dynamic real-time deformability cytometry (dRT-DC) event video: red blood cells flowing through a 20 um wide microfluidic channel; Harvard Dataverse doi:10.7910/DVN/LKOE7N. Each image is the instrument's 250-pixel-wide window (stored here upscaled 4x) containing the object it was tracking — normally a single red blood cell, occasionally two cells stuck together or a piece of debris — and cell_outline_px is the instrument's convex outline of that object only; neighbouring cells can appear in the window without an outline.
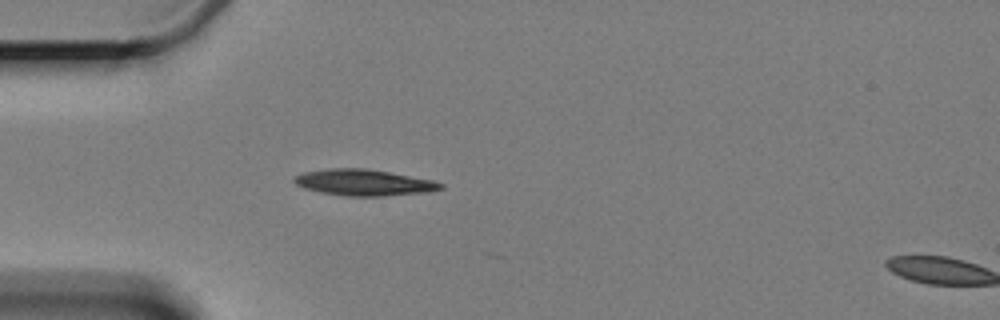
{"species": "Egyptian fruit bat (a non-hibernating species)", "species_latin": "Rousettus aegyptiacus", "temperature_condition": "cold", "stored_images_in_passage": 3, "segment_of_instrument_passage": [1, 2], "camera_frame_rate_fps": 3000, "um_per_image_px": 0.085, "animal": {"sex": "female"}, "frame": {"image": 1, "passage_image": 2, "time_ms": 1.0, "image_size_px": [1000, 320], "cell_outline_px": [[444, 188], [428, 192], [384, 196], [348, 196], [320, 192], [304, 188], [296, 184], [292, 180], [296, 176], [304, 172], [328, 168], [364, 168], [388, 172], [432, 180], [444, 184]], "centroid_in_image_um": [30.92, 15.52], "position_along_channel_um": 54.1, "area_um2": 22.25}}